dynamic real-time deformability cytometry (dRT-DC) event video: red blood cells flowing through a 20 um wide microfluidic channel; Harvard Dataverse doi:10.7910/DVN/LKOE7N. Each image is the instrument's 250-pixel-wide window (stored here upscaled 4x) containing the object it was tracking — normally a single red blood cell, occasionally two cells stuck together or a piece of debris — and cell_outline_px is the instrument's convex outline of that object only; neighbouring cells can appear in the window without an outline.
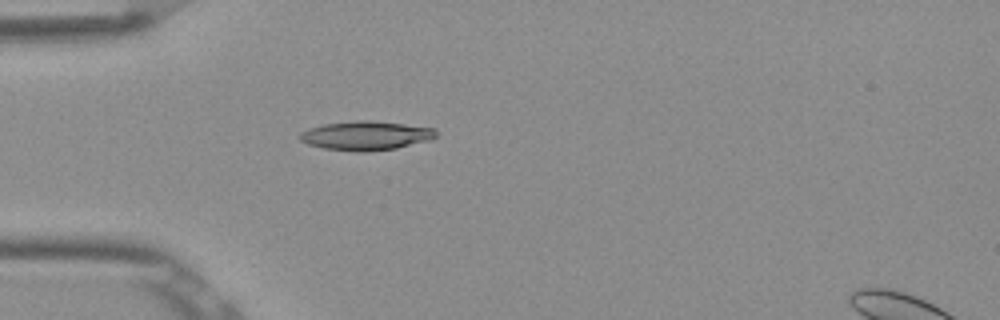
{"species": "Egyptian fruit bat (a non-hibernating species)", "species_latin": "Rousettus aegyptiacus", "temperature_condition": "room temperature", "stored_images_in_passage": 1, "camera_frame_rate_fps": 3000, "um_per_image_px": 0.085, "frame": {"image": 1, "passage_image": 1, "time_ms": 0.0, "image_size_px": [1000, 320], "cell_outline_px": [[436, 136], [428, 140], [396, 148], [364, 152], [356, 152], [324, 148], [308, 144], [300, 140], [300, 132], [308, 128], [324, 124], [356, 120], [368, 120], [404, 124], [436, 128]], "centroid_in_image_um": [31.08, 11.52], "position_along_channel_um": 53.9, "area_um2": 22.95}}